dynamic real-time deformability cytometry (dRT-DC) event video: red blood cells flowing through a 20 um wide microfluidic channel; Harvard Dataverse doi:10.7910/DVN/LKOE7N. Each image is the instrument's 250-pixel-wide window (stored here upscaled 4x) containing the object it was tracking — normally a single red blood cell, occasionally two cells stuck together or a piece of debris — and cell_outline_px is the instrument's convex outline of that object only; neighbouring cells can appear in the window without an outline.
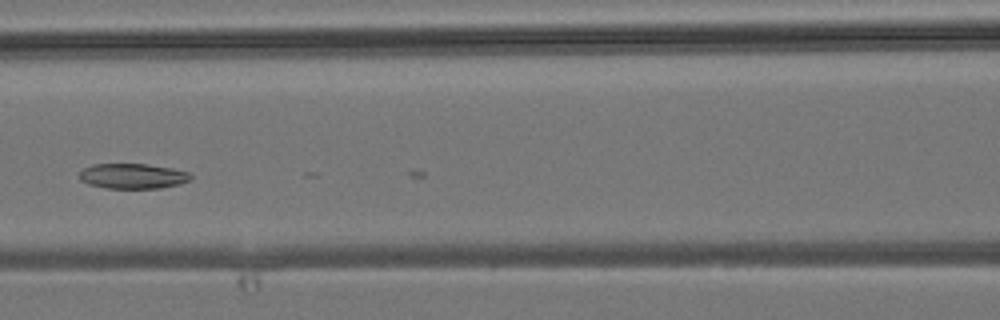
{"species": "common noctule bat (a hibernating species)", "species_latin": "Nyctalus noctula", "temperature_condition": "room temperature", "stored_images_in_passage": 6, "camera_frame_rate_fps": 3000, "um_per_image_px": 0.085, "animal": {"sex": "male", "body_mass_g": 19.2, "forearm_length_mm": 51.8}, "frame": {"image": 1, "passage_image": 6, "time_ms": 5.667, "image_size_px": [1000, 320], "cell_outline_px": [[192, 180], [180, 184], [160, 188], [108, 188], [88, 184], [80, 180], [80, 172], [84, 168], [92, 164], [148, 164], [172, 168], [188, 172], [192, 176]], "centroid_in_image_um": [11.31, 14.96], "position_along_channel_um": 155.3, "area_um2": 16.36}}